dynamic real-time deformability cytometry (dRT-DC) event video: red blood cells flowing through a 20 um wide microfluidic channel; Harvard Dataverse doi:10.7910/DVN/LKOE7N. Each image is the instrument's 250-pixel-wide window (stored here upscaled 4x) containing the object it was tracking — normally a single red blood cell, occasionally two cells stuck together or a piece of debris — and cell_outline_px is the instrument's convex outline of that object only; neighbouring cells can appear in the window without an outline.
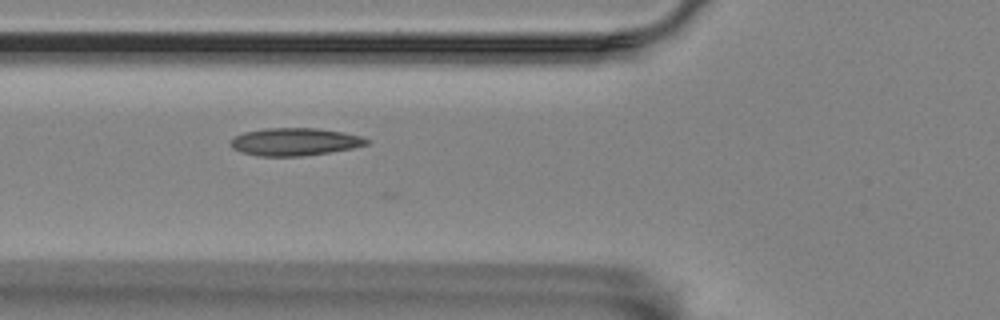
{"species": "Egyptian fruit bat (a non-hibernating species)", "species_latin": "Rousettus aegyptiacus", "temperature_condition": "room temperature", "stored_images_in_passage": 6, "camera_frame_rate_fps": 3000, "um_per_image_px": 0.085, "animal": {"sex": "female"}, "frame": {"image": 1, "passage_image": 2, "time_ms": 1.0, "image_size_px": [1000, 320], "cell_outline_px": [[372, 140], [368, 144], [352, 148], [304, 156], [260, 156], [244, 152], [232, 148], [228, 144], [236, 136], [244, 132], [264, 128], [316, 128], [344, 132], [360, 136]], "centroid_in_image_um": [25.07, 12.04], "position_along_channel_um": 100.7, "area_um2": 21.85}}
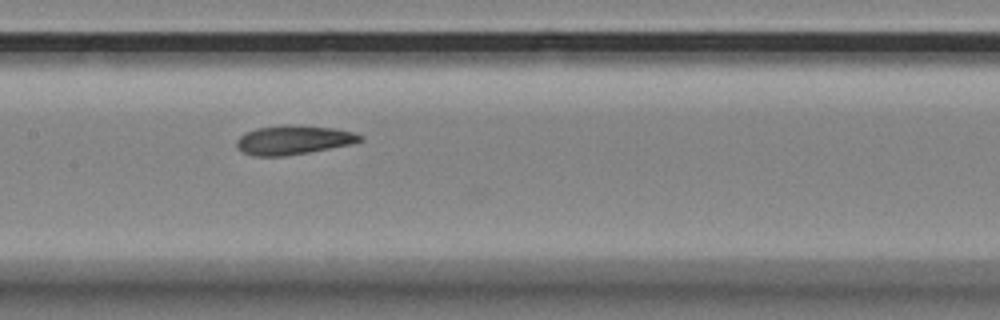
{"frame": {"image": 2, "passage_image": 4, "time_ms": 3.333, "image_size_px": [1000, 320], "cell_outline_px": [[364, 140], [352, 144], [308, 152], [284, 156], [252, 156], [244, 152], [236, 144], [236, 140], [244, 132], [256, 128], [280, 124], [288, 124], [336, 128], [356, 132], [364, 136]], "centroid_in_image_um": [24.98, 11.87], "position_along_channel_um": 182.4, "area_um2": 21.21}}
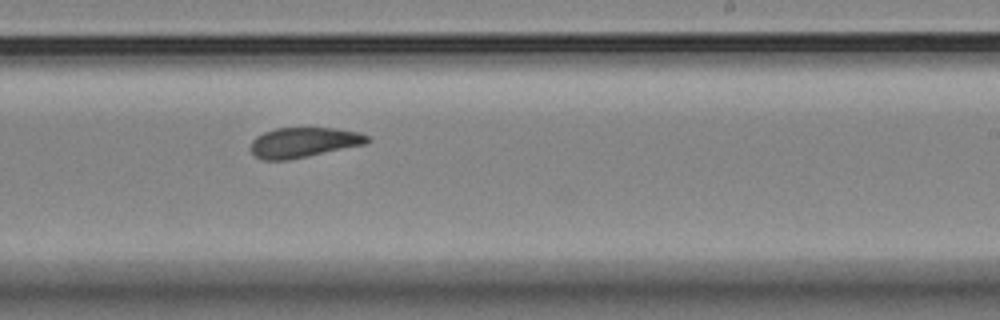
{"frame": {"image": 3, "passage_image": 6, "time_ms": 5.667, "image_size_px": [1000, 320], "cell_outline_px": [[372, 140], [364, 144], [288, 160], [264, 160], [256, 156], [252, 152], [252, 140], [256, 136], [264, 132], [276, 128], [332, 128], [360, 132], [372, 136]], "centroid_in_image_um": [25.85, 12.09], "position_along_channel_um": 263.2, "area_um2": 20.29}}